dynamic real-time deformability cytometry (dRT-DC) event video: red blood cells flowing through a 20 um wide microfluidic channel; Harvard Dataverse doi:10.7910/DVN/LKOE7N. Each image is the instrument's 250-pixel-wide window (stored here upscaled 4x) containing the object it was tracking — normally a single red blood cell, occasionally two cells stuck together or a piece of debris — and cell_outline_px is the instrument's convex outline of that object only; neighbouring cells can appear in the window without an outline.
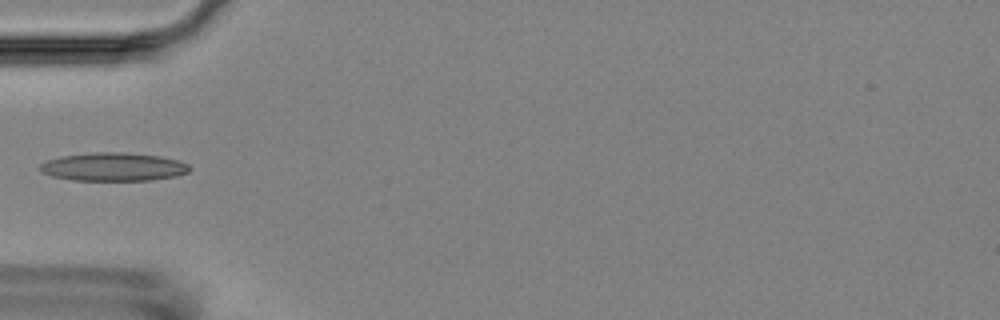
{"species": "Egyptian fruit bat (a non-hibernating species)", "species_latin": "Rousettus aegyptiacus", "temperature_condition": "room temperature", "stored_images_in_passage": 7, "camera_frame_rate_fps": 3000, "um_per_image_px": 0.085, "animal": {"sex": "female"}, "frame": {"image": 1, "passage_image": 6, "time_ms": 5.667, "image_size_px": [1000, 320], "cell_outline_px": [[192, 168], [188, 172], [176, 176], [152, 180], [72, 180], [52, 176], [40, 172], [36, 168], [40, 164], [48, 160], [60, 156], [96, 152], [116, 152], [160, 156], [180, 160], [188, 164]], "centroid_in_image_um": [9.63, 14.18], "position_along_channel_um": 75.4, "area_um2": 24.8}}